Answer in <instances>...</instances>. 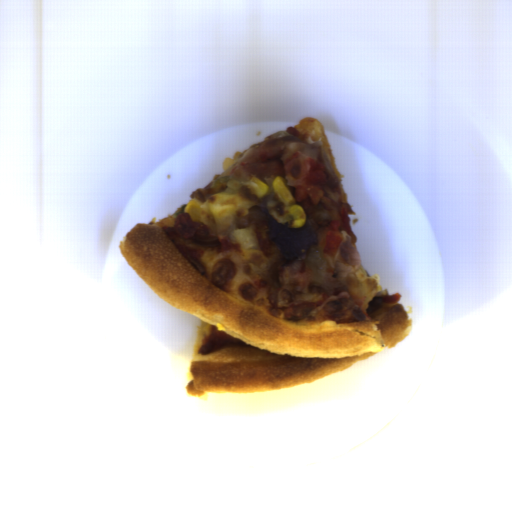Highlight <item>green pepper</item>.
<instances>
[{
	"mask_svg": "<svg viewBox=\"0 0 512 512\" xmlns=\"http://www.w3.org/2000/svg\"><path fill=\"white\" fill-rule=\"evenodd\" d=\"M217 184H225L226 188L223 192L233 195L239 192L240 188H242L243 185V183L234 176L218 177L212 182L210 187L213 188Z\"/></svg>",
	"mask_w": 512,
	"mask_h": 512,
	"instance_id": "372bd49c",
	"label": "green pepper"
},
{
	"mask_svg": "<svg viewBox=\"0 0 512 512\" xmlns=\"http://www.w3.org/2000/svg\"><path fill=\"white\" fill-rule=\"evenodd\" d=\"M186 205H187V204H183V206H182L181 210H177V211L175 212V214H174V215L177 217L180 213H186V212H185V206H186Z\"/></svg>",
	"mask_w": 512,
	"mask_h": 512,
	"instance_id": "57f89d1c",
	"label": "green pepper"
},
{
	"mask_svg": "<svg viewBox=\"0 0 512 512\" xmlns=\"http://www.w3.org/2000/svg\"><path fill=\"white\" fill-rule=\"evenodd\" d=\"M271 141H299V139L286 131H278L272 134Z\"/></svg>",
	"mask_w": 512,
	"mask_h": 512,
	"instance_id": "c4517986",
	"label": "green pepper"
}]
</instances>
